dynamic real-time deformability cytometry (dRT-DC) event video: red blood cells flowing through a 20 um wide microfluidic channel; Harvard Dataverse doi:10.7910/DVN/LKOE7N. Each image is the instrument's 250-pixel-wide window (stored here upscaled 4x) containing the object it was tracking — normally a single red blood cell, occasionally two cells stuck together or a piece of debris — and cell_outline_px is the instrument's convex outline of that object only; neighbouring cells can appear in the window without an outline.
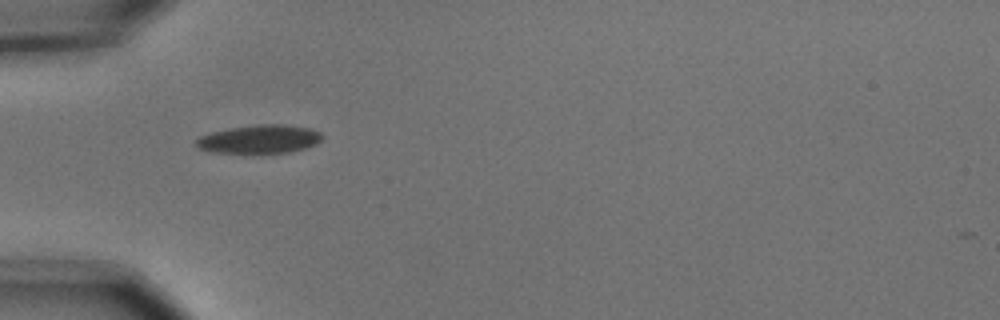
{"species": "common noctule bat (a hibernating species)", "species_latin": "Nyctalus noctula", "temperature_condition": "cold", "stored_images_in_passage": 3, "camera_frame_rate_fps": 3000, "um_per_image_px": 0.085, "animal": {"sex": "male", "body_mass_g": 15.6}, "frame": {"image": 1, "passage_image": 1, "time_ms": 0.0, "image_size_px": [1000, 320], "cell_outline_px": [[324, 136], [316, 144], [304, 148], [288, 152], [212, 152], [200, 148], [196, 144], [196, 140], [200, 136], [212, 132], [232, 128], [256, 124], [280, 124], [312, 128], [320, 132]], "centroid_in_image_um": [22.1, 11.81], "position_along_channel_um": 62.9, "area_um2": 20.52}}
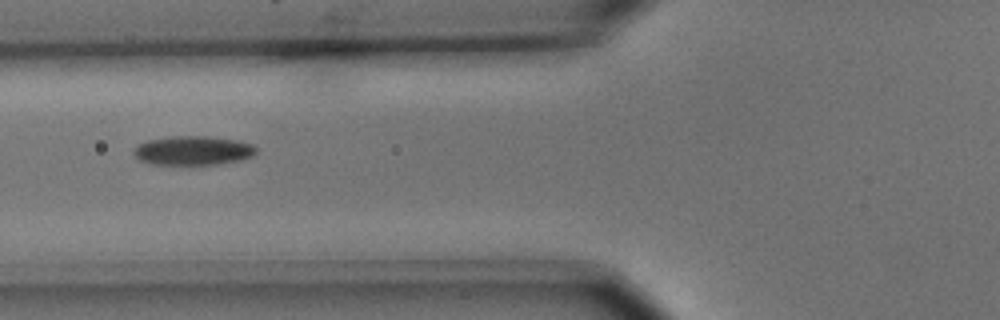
{"frame": {"image": 2, "passage_image": 2, "time_ms": 0.333, "image_size_px": [1000, 320], "cell_outline_px": [[256, 152], [252, 156], [240, 160], [216, 164], [148, 164], [140, 160], [132, 152], [132, 148], [136, 144], [148, 140], [172, 136], [208, 136], [236, 140], [252, 144], [256, 148]], "centroid_in_image_um": [16.36, 12.79], "position_along_channel_um": 109.4, "area_um2": 20.81}}
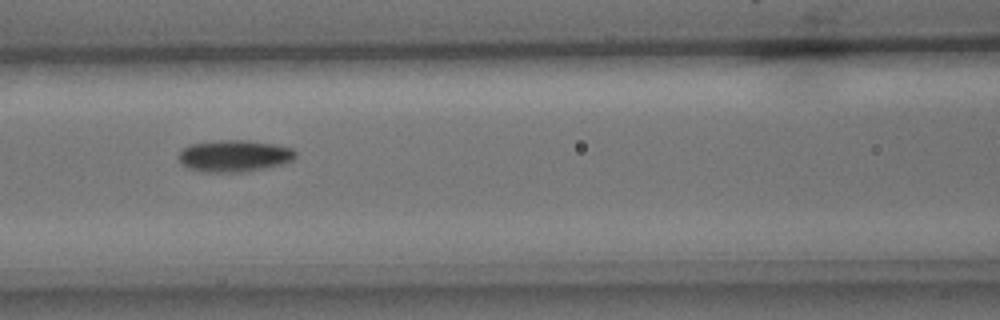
{"frame": {"image": 3, "passage_image": 3, "time_ms": 0.667, "image_size_px": [1000, 320], "cell_outline_px": [[296, 156], [292, 160], [268, 168], [244, 172], [200, 172], [188, 168], [176, 156], [188, 144], [220, 140], [248, 140], [276, 144], [292, 148], [296, 152]], "centroid_in_image_um": [19.91, 13.25], "position_along_channel_um": 146.7, "area_um2": 21.85}}